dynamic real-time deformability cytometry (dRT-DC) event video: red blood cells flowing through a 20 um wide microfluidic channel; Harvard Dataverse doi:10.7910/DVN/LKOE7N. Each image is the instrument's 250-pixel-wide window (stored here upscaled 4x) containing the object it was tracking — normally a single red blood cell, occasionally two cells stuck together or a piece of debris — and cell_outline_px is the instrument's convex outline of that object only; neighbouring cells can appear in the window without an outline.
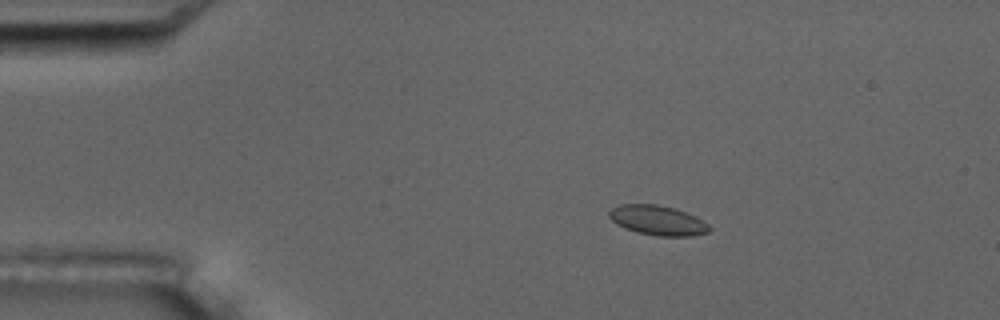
{"species": "common noctule bat (a hibernating species)", "species_latin": "Nyctalus noctula", "temperature_condition": "room temperature", "stored_images_in_passage": 54, "camera_frame_rate_fps": 3000, "um_per_image_px": 0.085, "animal": {"sex": "male", "body_mass_g": 17.5, "forearm_length_mm": 52.3}, "frame": {"image": 1, "passage_image": 10, "time_ms": 3.0, "image_size_px": [1000, 320], "cell_outline_px": [[712, 228], [708, 232], [692, 236], [656, 236], [636, 232], [624, 228], [616, 224], [608, 216], [608, 212], [612, 208], [620, 204], [656, 204], [672, 208], [684, 212], [708, 224]], "centroid_in_image_um": [55.85, 18.74], "position_along_channel_um": 29.1, "area_um2": 17.22}}
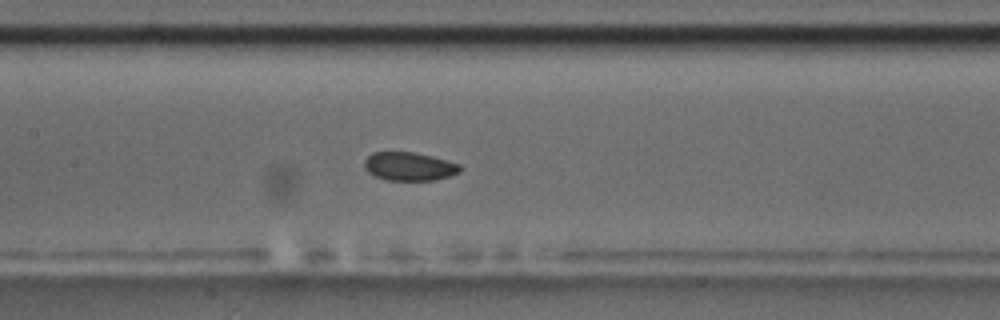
{"frame": {"image": 2, "passage_image": 26, "time_ms": 8.333, "image_size_px": [1000, 320], "cell_outline_px": [[464, 168], [460, 172], [436, 180], [384, 180], [368, 172], [364, 168], [364, 160], [372, 152], [412, 152], [432, 156], [460, 164]], "centroid_in_image_um": [34.79, 14.14], "position_along_channel_um": 172.6, "area_um2": 15.95}}